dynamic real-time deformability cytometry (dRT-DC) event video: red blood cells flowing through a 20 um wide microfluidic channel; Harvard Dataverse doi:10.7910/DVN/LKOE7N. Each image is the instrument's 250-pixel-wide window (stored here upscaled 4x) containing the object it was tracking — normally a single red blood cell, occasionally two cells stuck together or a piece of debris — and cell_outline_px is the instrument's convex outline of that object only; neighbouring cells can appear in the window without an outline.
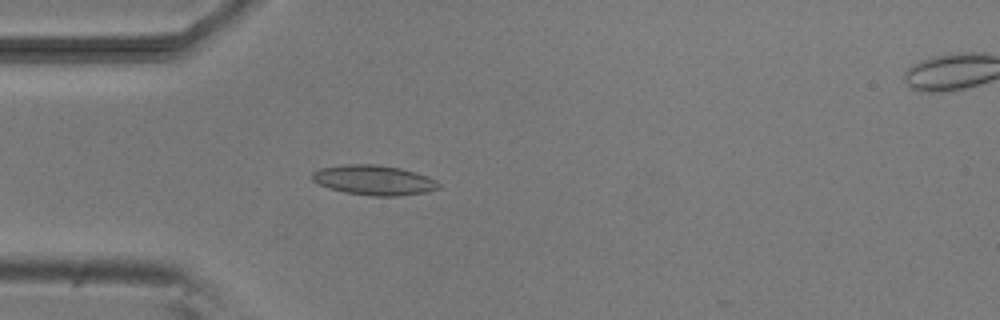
{"species": "common noctule bat (a hibernating species)", "species_latin": "Nyctalus noctula", "temperature_condition": "room temperature", "stored_images_in_passage": 2, "camera_frame_rate_fps": 3000, "um_per_image_px": 0.085, "animal": {"sex": "male", "body_mass_g": 20.5, "forearm_length_mm": 52.5}, "frame": {"image": 1, "passage_image": 1, "time_ms": 0.0, "image_size_px": [1000, 320], "cell_outline_px": [[440, 188], [424, 192], [400, 196], [372, 196], [344, 192], [328, 188], [312, 180], [312, 172], [320, 168], [344, 164], [376, 164], [400, 168], [416, 172], [428, 176], [436, 180], [440, 184]], "centroid_in_image_um": [31.78, 15.31], "position_along_channel_um": 53.2, "area_um2": 22.14}}